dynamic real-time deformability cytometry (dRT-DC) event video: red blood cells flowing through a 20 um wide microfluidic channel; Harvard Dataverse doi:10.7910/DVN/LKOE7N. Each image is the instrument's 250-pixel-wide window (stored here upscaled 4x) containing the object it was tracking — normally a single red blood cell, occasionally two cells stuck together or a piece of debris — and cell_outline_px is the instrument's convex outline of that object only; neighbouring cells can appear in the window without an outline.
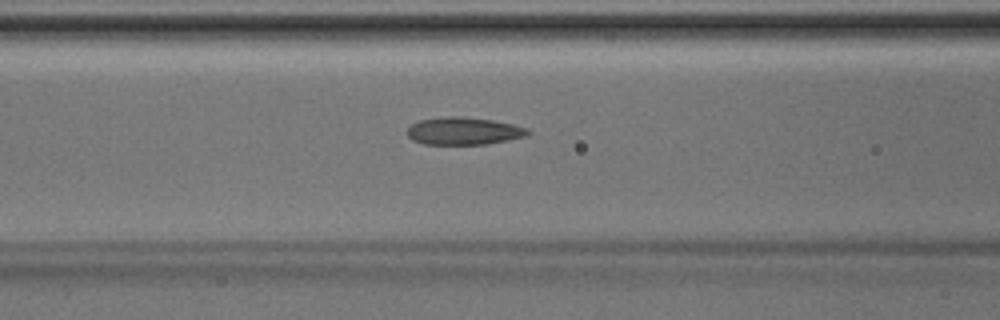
{"species": "Egyptian fruit bat (a non-hibernating species)", "species_latin": "Rousettus aegyptiacus", "temperature_condition": "room temperature", "stored_images_in_passage": 36, "camera_frame_rate_fps": 3000, "um_per_image_px": 0.085, "animal": {"sex": "male"}, "frame": {"image": 1, "passage_image": 9, "time_ms": 2.667, "image_size_px": [1000, 320], "cell_outline_px": [[532, 132], [528, 136], [488, 144], [424, 144], [412, 140], [408, 136], [408, 128], [412, 124], [420, 120], [444, 116], [460, 116], [492, 120], [512, 124], [528, 128]], "centroid_in_image_um": [39.45, 11.14], "position_along_channel_um": 127.2, "area_um2": 19.42}}
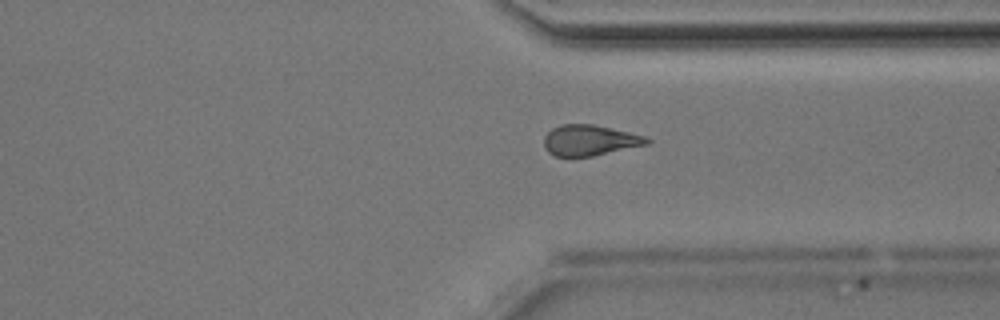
{"frame": {"image": 2, "passage_image": 25, "time_ms": 8.0, "image_size_px": [1000, 320], "cell_outline_px": [[652, 140], [648, 144], [592, 156], [556, 156], [548, 152], [544, 148], [544, 136], [552, 128], [560, 124], [592, 124], [628, 132], [644, 136]], "centroid_in_image_um": [50.09, 11.92], "position_along_channel_um": 361.3, "area_um2": 18.26}}
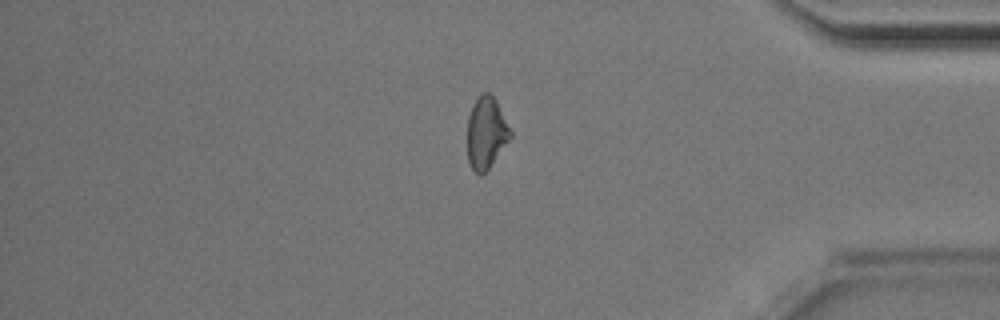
{"frame": {"image": 3, "passage_image": 29, "time_ms": 9.333, "image_size_px": [1000, 320], "cell_outline_px": [[512, 136], [488, 168], [480, 176], [472, 168], [468, 160], [468, 116], [472, 104], [484, 92], [488, 92], [496, 100], [512, 132]], "centroid_in_image_um": [41.32, 11.28], "position_along_channel_um": 393.9, "area_um2": 17.69}}